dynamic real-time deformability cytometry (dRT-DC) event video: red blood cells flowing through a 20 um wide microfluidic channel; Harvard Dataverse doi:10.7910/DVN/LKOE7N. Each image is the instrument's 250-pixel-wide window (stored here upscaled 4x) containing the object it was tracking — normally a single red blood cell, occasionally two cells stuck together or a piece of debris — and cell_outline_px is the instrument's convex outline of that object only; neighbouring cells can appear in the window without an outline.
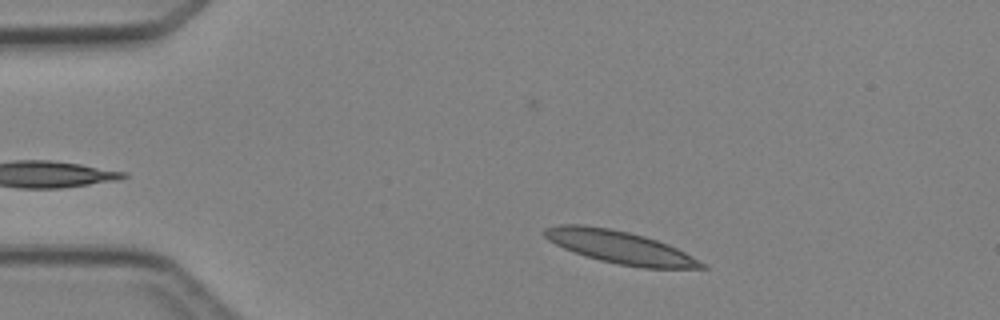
{"species": "Egyptian fruit bat (a non-hibernating species)", "species_latin": "Rousettus aegyptiacus", "temperature_condition": "cold", "stored_images_in_passage": 2, "camera_frame_rate_fps": 3000, "um_per_image_px": 0.085, "animal": {"sex": "female"}, "frame": {"image": 1, "passage_image": 1, "time_ms": 0.0, "image_size_px": [1000, 320], "cell_outline_px": [[708, 268], [644, 268], [620, 264], [600, 260], [584, 256], [564, 248], [548, 240], [544, 236], [544, 228], [560, 224], [584, 224], [608, 228], [628, 232], [644, 236], [668, 244], [708, 264]], "centroid_in_image_um": [52.69, 21.01], "position_along_channel_um": 32.3, "area_um2": 29.77}}